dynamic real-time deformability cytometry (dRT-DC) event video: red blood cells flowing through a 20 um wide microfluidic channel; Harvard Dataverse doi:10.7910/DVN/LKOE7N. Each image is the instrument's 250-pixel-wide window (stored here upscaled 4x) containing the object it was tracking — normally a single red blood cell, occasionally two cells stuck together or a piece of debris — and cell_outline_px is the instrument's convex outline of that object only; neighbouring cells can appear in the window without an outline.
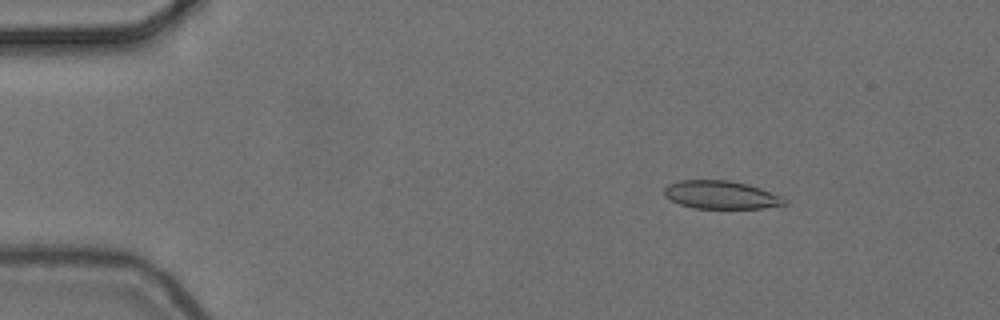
{"species": "common noctule bat (a hibernating species)", "species_latin": "Nyctalus noctula", "temperature_condition": "cold", "stored_images_in_passage": 5, "camera_frame_rate_fps": 3000, "um_per_image_px": 0.085, "animal": {"sex": "female", "body_mass_g": 24.6, "forearm_length_mm": 56.2}, "frame": {"image": 1, "passage_image": 3, "time_ms": 0.667, "image_size_px": [1000, 320], "cell_outline_px": [[788, 204], [764, 208], [692, 208], [680, 204], [664, 196], [664, 188], [668, 184], [676, 180], [728, 180], [748, 184], [760, 188], [780, 196], [788, 200]], "centroid_in_image_um": [61.27, 16.56], "position_along_channel_um": 23.7, "area_um2": 19.77}}